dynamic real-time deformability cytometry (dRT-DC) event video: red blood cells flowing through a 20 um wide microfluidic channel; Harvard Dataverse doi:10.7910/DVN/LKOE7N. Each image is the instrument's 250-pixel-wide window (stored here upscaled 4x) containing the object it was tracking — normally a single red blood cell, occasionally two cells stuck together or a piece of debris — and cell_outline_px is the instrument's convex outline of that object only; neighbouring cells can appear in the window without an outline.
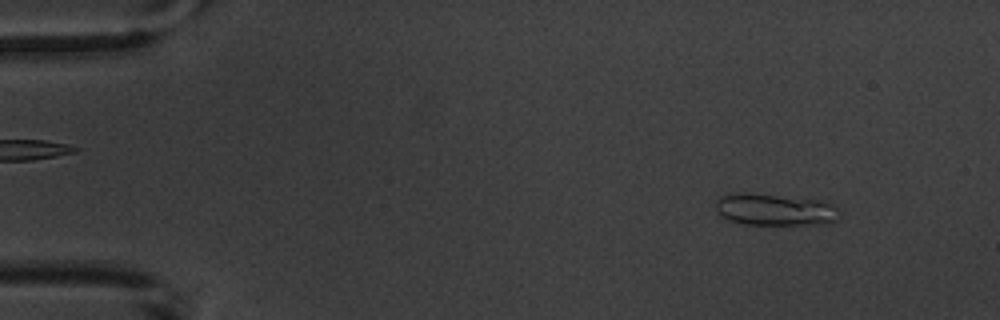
{"species": "common noctule bat (a hibernating species)", "species_latin": "Nyctalus noctula", "temperature_condition": "warm", "stored_images_in_passage": 3, "camera_frame_rate_fps": 3000, "um_per_image_px": 0.085, "animal": {"sex": "male", "body_mass_g": 20.1, "forearm_length_mm": 53.5}, "frame": {"image": 1, "passage_image": 1, "time_ms": 0.0, "image_size_px": [1000, 320], "cell_outline_px": [[840, 216], [836, 220], [820, 224], [744, 224], [728, 220], [720, 216], [716, 212], [716, 200], [720, 196], [732, 192], [752, 192], [816, 200], [828, 204], [836, 208]], "centroid_in_image_um": [65.74, 17.8], "position_along_channel_um": 19.3, "area_um2": 22.95}}